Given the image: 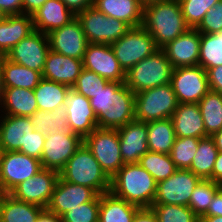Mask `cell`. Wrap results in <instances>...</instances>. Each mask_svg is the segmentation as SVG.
I'll use <instances>...</instances> for the list:
<instances>
[{
    "instance_id": "cell-1",
    "label": "cell",
    "mask_w": 222,
    "mask_h": 222,
    "mask_svg": "<svg viewBox=\"0 0 222 222\" xmlns=\"http://www.w3.org/2000/svg\"><path fill=\"white\" fill-rule=\"evenodd\" d=\"M141 26L149 32L156 46L161 49L190 28L185 22L178 0L144 6Z\"/></svg>"
},
{
    "instance_id": "cell-17",
    "label": "cell",
    "mask_w": 222,
    "mask_h": 222,
    "mask_svg": "<svg viewBox=\"0 0 222 222\" xmlns=\"http://www.w3.org/2000/svg\"><path fill=\"white\" fill-rule=\"evenodd\" d=\"M47 36L51 51L83 60L89 42L77 18L69 24L53 30Z\"/></svg>"
},
{
    "instance_id": "cell-3",
    "label": "cell",
    "mask_w": 222,
    "mask_h": 222,
    "mask_svg": "<svg viewBox=\"0 0 222 222\" xmlns=\"http://www.w3.org/2000/svg\"><path fill=\"white\" fill-rule=\"evenodd\" d=\"M59 176L67 182L92 188L98 195L111 188V179L84 143L67 161Z\"/></svg>"
},
{
    "instance_id": "cell-9",
    "label": "cell",
    "mask_w": 222,
    "mask_h": 222,
    "mask_svg": "<svg viewBox=\"0 0 222 222\" xmlns=\"http://www.w3.org/2000/svg\"><path fill=\"white\" fill-rule=\"evenodd\" d=\"M170 84L178 103H199L210 91L206 70L199 65L174 68Z\"/></svg>"
},
{
    "instance_id": "cell-14",
    "label": "cell",
    "mask_w": 222,
    "mask_h": 222,
    "mask_svg": "<svg viewBox=\"0 0 222 222\" xmlns=\"http://www.w3.org/2000/svg\"><path fill=\"white\" fill-rule=\"evenodd\" d=\"M83 68L110 82L125 83L126 72L120 66L110 44L89 43L83 58Z\"/></svg>"
},
{
    "instance_id": "cell-63",
    "label": "cell",
    "mask_w": 222,
    "mask_h": 222,
    "mask_svg": "<svg viewBox=\"0 0 222 222\" xmlns=\"http://www.w3.org/2000/svg\"><path fill=\"white\" fill-rule=\"evenodd\" d=\"M2 152H3V151H2V149H1V147H0V159H1Z\"/></svg>"
},
{
    "instance_id": "cell-22",
    "label": "cell",
    "mask_w": 222,
    "mask_h": 222,
    "mask_svg": "<svg viewBox=\"0 0 222 222\" xmlns=\"http://www.w3.org/2000/svg\"><path fill=\"white\" fill-rule=\"evenodd\" d=\"M1 121L0 147L2 151H19L27 155V139L35 130L29 117L6 115Z\"/></svg>"
},
{
    "instance_id": "cell-57",
    "label": "cell",
    "mask_w": 222,
    "mask_h": 222,
    "mask_svg": "<svg viewBox=\"0 0 222 222\" xmlns=\"http://www.w3.org/2000/svg\"><path fill=\"white\" fill-rule=\"evenodd\" d=\"M199 222H222V216H202Z\"/></svg>"
},
{
    "instance_id": "cell-33",
    "label": "cell",
    "mask_w": 222,
    "mask_h": 222,
    "mask_svg": "<svg viewBox=\"0 0 222 222\" xmlns=\"http://www.w3.org/2000/svg\"><path fill=\"white\" fill-rule=\"evenodd\" d=\"M71 87L42 78L37 87L33 90L37 101L38 109L52 111L63 107L67 93Z\"/></svg>"
},
{
    "instance_id": "cell-10",
    "label": "cell",
    "mask_w": 222,
    "mask_h": 222,
    "mask_svg": "<svg viewBox=\"0 0 222 222\" xmlns=\"http://www.w3.org/2000/svg\"><path fill=\"white\" fill-rule=\"evenodd\" d=\"M42 169L41 161L19 151L2 152L0 183L6 193Z\"/></svg>"
},
{
    "instance_id": "cell-42",
    "label": "cell",
    "mask_w": 222,
    "mask_h": 222,
    "mask_svg": "<svg viewBox=\"0 0 222 222\" xmlns=\"http://www.w3.org/2000/svg\"><path fill=\"white\" fill-rule=\"evenodd\" d=\"M185 18L186 24L190 28H196L207 11L220 0H178Z\"/></svg>"
},
{
    "instance_id": "cell-36",
    "label": "cell",
    "mask_w": 222,
    "mask_h": 222,
    "mask_svg": "<svg viewBox=\"0 0 222 222\" xmlns=\"http://www.w3.org/2000/svg\"><path fill=\"white\" fill-rule=\"evenodd\" d=\"M208 136L222 129V94L210 90L198 103Z\"/></svg>"
},
{
    "instance_id": "cell-19",
    "label": "cell",
    "mask_w": 222,
    "mask_h": 222,
    "mask_svg": "<svg viewBox=\"0 0 222 222\" xmlns=\"http://www.w3.org/2000/svg\"><path fill=\"white\" fill-rule=\"evenodd\" d=\"M117 131L124 164L138 163L140 158L149 151L147 123L134 119L125 126L117 128Z\"/></svg>"
},
{
    "instance_id": "cell-16",
    "label": "cell",
    "mask_w": 222,
    "mask_h": 222,
    "mask_svg": "<svg viewBox=\"0 0 222 222\" xmlns=\"http://www.w3.org/2000/svg\"><path fill=\"white\" fill-rule=\"evenodd\" d=\"M63 107L66 109L68 127L82 139L97 128V117L87 97L71 88L67 93Z\"/></svg>"
},
{
    "instance_id": "cell-47",
    "label": "cell",
    "mask_w": 222,
    "mask_h": 222,
    "mask_svg": "<svg viewBox=\"0 0 222 222\" xmlns=\"http://www.w3.org/2000/svg\"><path fill=\"white\" fill-rule=\"evenodd\" d=\"M45 135L34 130L27 139V155L41 160Z\"/></svg>"
},
{
    "instance_id": "cell-60",
    "label": "cell",
    "mask_w": 222,
    "mask_h": 222,
    "mask_svg": "<svg viewBox=\"0 0 222 222\" xmlns=\"http://www.w3.org/2000/svg\"><path fill=\"white\" fill-rule=\"evenodd\" d=\"M7 193L5 192V190L3 189V186L2 184L0 183V204L2 203V200L4 198V196L6 195Z\"/></svg>"
},
{
    "instance_id": "cell-21",
    "label": "cell",
    "mask_w": 222,
    "mask_h": 222,
    "mask_svg": "<svg viewBox=\"0 0 222 222\" xmlns=\"http://www.w3.org/2000/svg\"><path fill=\"white\" fill-rule=\"evenodd\" d=\"M174 68L199 64L200 32L189 28L162 48Z\"/></svg>"
},
{
    "instance_id": "cell-30",
    "label": "cell",
    "mask_w": 222,
    "mask_h": 222,
    "mask_svg": "<svg viewBox=\"0 0 222 222\" xmlns=\"http://www.w3.org/2000/svg\"><path fill=\"white\" fill-rule=\"evenodd\" d=\"M44 208L15 199L7 193L0 204V220L2 222H36Z\"/></svg>"
},
{
    "instance_id": "cell-43",
    "label": "cell",
    "mask_w": 222,
    "mask_h": 222,
    "mask_svg": "<svg viewBox=\"0 0 222 222\" xmlns=\"http://www.w3.org/2000/svg\"><path fill=\"white\" fill-rule=\"evenodd\" d=\"M100 195L93 201L79 204L61 216L62 222H99Z\"/></svg>"
},
{
    "instance_id": "cell-28",
    "label": "cell",
    "mask_w": 222,
    "mask_h": 222,
    "mask_svg": "<svg viewBox=\"0 0 222 222\" xmlns=\"http://www.w3.org/2000/svg\"><path fill=\"white\" fill-rule=\"evenodd\" d=\"M139 209L111 191L105 192L100 195L99 222H132Z\"/></svg>"
},
{
    "instance_id": "cell-54",
    "label": "cell",
    "mask_w": 222,
    "mask_h": 222,
    "mask_svg": "<svg viewBox=\"0 0 222 222\" xmlns=\"http://www.w3.org/2000/svg\"><path fill=\"white\" fill-rule=\"evenodd\" d=\"M212 181L222 185V152H218L212 172Z\"/></svg>"
},
{
    "instance_id": "cell-20",
    "label": "cell",
    "mask_w": 222,
    "mask_h": 222,
    "mask_svg": "<svg viewBox=\"0 0 222 222\" xmlns=\"http://www.w3.org/2000/svg\"><path fill=\"white\" fill-rule=\"evenodd\" d=\"M134 119L135 93L123 83L113 94L112 109L97 119V127L117 129Z\"/></svg>"
},
{
    "instance_id": "cell-12",
    "label": "cell",
    "mask_w": 222,
    "mask_h": 222,
    "mask_svg": "<svg viewBox=\"0 0 222 222\" xmlns=\"http://www.w3.org/2000/svg\"><path fill=\"white\" fill-rule=\"evenodd\" d=\"M58 178V171L42 168L17 185L9 194L17 200L47 208Z\"/></svg>"
},
{
    "instance_id": "cell-8",
    "label": "cell",
    "mask_w": 222,
    "mask_h": 222,
    "mask_svg": "<svg viewBox=\"0 0 222 222\" xmlns=\"http://www.w3.org/2000/svg\"><path fill=\"white\" fill-rule=\"evenodd\" d=\"M76 18L89 43L112 44L131 29L125 22L106 16L94 6L79 12Z\"/></svg>"
},
{
    "instance_id": "cell-48",
    "label": "cell",
    "mask_w": 222,
    "mask_h": 222,
    "mask_svg": "<svg viewBox=\"0 0 222 222\" xmlns=\"http://www.w3.org/2000/svg\"><path fill=\"white\" fill-rule=\"evenodd\" d=\"M210 90L222 94V66L206 69Z\"/></svg>"
},
{
    "instance_id": "cell-31",
    "label": "cell",
    "mask_w": 222,
    "mask_h": 222,
    "mask_svg": "<svg viewBox=\"0 0 222 222\" xmlns=\"http://www.w3.org/2000/svg\"><path fill=\"white\" fill-rule=\"evenodd\" d=\"M2 104L7 110L6 115L30 117L38 110L35 94L31 89L5 88Z\"/></svg>"
},
{
    "instance_id": "cell-35",
    "label": "cell",
    "mask_w": 222,
    "mask_h": 222,
    "mask_svg": "<svg viewBox=\"0 0 222 222\" xmlns=\"http://www.w3.org/2000/svg\"><path fill=\"white\" fill-rule=\"evenodd\" d=\"M218 152L211 136L200 138L196 155L191 162L189 170L200 179L212 180L213 167Z\"/></svg>"
},
{
    "instance_id": "cell-45",
    "label": "cell",
    "mask_w": 222,
    "mask_h": 222,
    "mask_svg": "<svg viewBox=\"0 0 222 222\" xmlns=\"http://www.w3.org/2000/svg\"><path fill=\"white\" fill-rule=\"evenodd\" d=\"M123 83L109 82L104 89L95 94V97L89 99L97 119L112 109L113 94Z\"/></svg>"
},
{
    "instance_id": "cell-13",
    "label": "cell",
    "mask_w": 222,
    "mask_h": 222,
    "mask_svg": "<svg viewBox=\"0 0 222 222\" xmlns=\"http://www.w3.org/2000/svg\"><path fill=\"white\" fill-rule=\"evenodd\" d=\"M49 50L48 36L34 30L27 37L20 40L6 54V57L10 61L36 70L42 74Z\"/></svg>"
},
{
    "instance_id": "cell-4",
    "label": "cell",
    "mask_w": 222,
    "mask_h": 222,
    "mask_svg": "<svg viewBox=\"0 0 222 222\" xmlns=\"http://www.w3.org/2000/svg\"><path fill=\"white\" fill-rule=\"evenodd\" d=\"M173 67L161 48L126 72L125 84L135 94L170 83Z\"/></svg>"
},
{
    "instance_id": "cell-44",
    "label": "cell",
    "mask_w": 222,
    "mask_h": 222,
    "mask_svg": "<svg viewBox=\"0 0 222 222\" xmlns=\"http://www.w3.org/2000/svg\"><path fill=\"white\" fill-rule=\"evenodd\" d=\"M109 82L110 81L95 72L83 68L76 83L72 86V89L88 99H91L95 97L98 91L104 89Z\"/></svg>"
},
{
    "instance_id": "cell-26",
    "label": "cell",
    "mask_w": 222,
    "mask_h": 222,
    "mask_svg": "<svg viewBox=\"0 0 222 222\" xmlns=\"http://www.w3.org/2000/svg\"><path fill=\"white\" fill-rule=\"evenodd\" d=\"M34 31L29 14L7 15L0 22V53L4 56L22 39Z\"/></svg>"
},
{
    "instance_id": "cell-5",
    "label": "cell",
    "mask_w": 222,
    "mask_h": 222,
    "mask_svg": "<svg viewBox=\"0 0 222 222\" xmlns=\"http://www.w3.org/2000/svg\"><path fill=\"white\" fill-rule=\"evenodd\" d=\"M178 106L171 84L149 88L135 94V119L143 122L171 118Z\"/></svg>"
},
{
    "instance_id": "cell-18",
    "label": "cell",
    "mask_w": 222,
    "mask_h": 222,
    "mask_svg": "<svg viewBox=\"0 0 222 222\" xmlns=\"http://www.w3.org/2000/svg\"><path fill=\"white\" fill-rule=\"evenodd\" d=\"M97 196L92 188L67 182L59 176L47 209L61 217L69 209L93 201Z\"/></svg>"
},
{
    "instance_id": "cell-6",
    "label": "cell",
    "mask_w": 222,
    "mask_h": 222,
    "mask_svg": "<svg viewBox=\"0 0 222 222\" xmlns=\"http://www.w3.org/2000/svg\"><path fill=\"white\" fill-rule=\"evenodd\" d=\"M83 143L110 179L124 165L117 129L97 127L83 139Z\"/></svg>"
},
{
    "instance_id": "cell-61",
    "label": "cell",
    "mask_w": 222,
    "mask_h": 222,
    "mask_svg": "<svg viewBox=\"0 0 222 222\" xmlns=\"http://www.w3.org/2000/svg\"><path fill=\"white\" fill-rule=\"evenodd\" d=\"M6 15L5 13L0 9V22H2L5 19Z\"/></svg>"
},
{
    "instance_id": "cell-49",
    "label": "cell",
    "mask_w": 222,
    "mask_h": 222,
    "mask_svg": "<svg viewBox=\"0 0 222 222\" xmlns=\"http://www.w3.org/2000/svg\"><path fill=\"white\" fill-rule=\"evenodd\" d=\"M0 9L6 16L22 14V0H0Z\"/></svg>"
},
{
    "instance_id": "cell-37",
    "label": "cell",
    "mask_w": 222,
    "mask_h": 222,
    "mask_svg": "<svg viewBox=\"0 0 222 222\" xmlns=\"http://www.w3.org/2000/svg\"><path fill=\"white\" fill-rule=\"evenodd\" d=\"M198 65L204 70L222 66V31L214 34L200 33Z\"/></svg>"
},
{
    "instance_id": "cell-34",
    "label": "cell",
    "mask_w": 222,
    "mask_h": 222,
    "mask_svg": "<svg viewBox=\"0 0 222 222\" xmlns=\"http://www.w3.org/2000/svg\"><path fill=\"white\" fill-rule=\"evenodd\" d=\"M29 119L34 129L44 135H49L53 132L75 134L68 127L66 109L64 107H58L52 111L38 109Z\"/></svg>"
},
{
    "instance_id": "cell-52",
    "label": "cell",
    "mask_w": 222,
    "mask_h": 222,
    "mask_svg": "<svg viewBox=\"0 0 222 222\" xmlns=\"http://www.w3.org/2000/svg\"><path fill=\"white\" fill-rule=\"evenodd\" d=\"M132 222H158V219L151 208H140Z\"/></svg>"
},
{
    "instance_id": "cell-51",
    "label": "cell",
    "mask_w": 222,
    "mask_h": 222,
    "mask_svg": "<svg viewBox=\"0 0 222 222\" xmlns=\"http://www.w3.org/2000/svg\"><path fill=\"white\" fill-rule=\"evenodd\" d=\"M203 216H222V189L214 195L207 212Z\"/></svg>"
},
{
    "instance_id": "cell-41",
    "label": "cell",
    "mask_w": 222,
    "mask_h": 222,
    "mask_svg": "<svg viewBox=\"0 0 222 222\" xmlns=\"http://www.w3.org/2000/svg\"><path fill=\"white\" fill-rule=\"evenodd\" d=\"M158 222H199V218L188 206L176 204H153L150 207Z\"/></svg>"
},
{
    "instance_id": "cell-27",
    "label": "cell",
    "mask_w": 222,
    "mask_h": 222,
    "mask_svg": "<svg viewBox=\"0 0 222 222\" xmlns=\"http://www.w3.org/2000/svg\"><path fill=\"white\" fill-rule=\"evenodd\" d=\"M93 6L106 16L125 22L131 28L142 25L144 6L140 0H94Z\"/></svg>"
},
{
    "instance_id": "cell-11",
    "label": "cell",
    "mask_w": 222,
    "mask_h": 222,
    "mask_svg": "<svg viewBox=\"0 0 222 222\" xmlns=\"http://www.w3.org/2000/svg\"><path fill=\"white\" fill-rule=\"evenodd\" d=\"M200 180L189 169H177L167 179L157 183L153 204L188 206L191 194Z\"/></svg>"
},
{
    "instance_id": "cell-59",
    "label": "cell",
    "mask_w": 222,
    "mask_h": 222,
    "mask_svg": "<svg viewBox=\"0 0 222 222\" xmlns=\"http://www.w3.org/2000/svg\"><path fill=\"white\" fill-rule=\"evenodd\" d=\"M161 1H167V0H140L143 6H146L148 4L155 3V2H161Z\"/></svg>"
},
{
    "instance_id": "cell-2",
    "label": "cell",
    "mask_w": 222,
    "mask_h": 222,
    "mask_svg": "<svg viewBox=\"0 0 222 222\" xmlns=\"http://www.w3.org/2000/svg\"><path fill=\"white\" fill-rule=\"evenodd\" d=\"M110 191L139 208H150L156 196L157 182L139 163L124 164L111 178Z\"/></svg>"
},
{
    "instance_id": "cell-55",
    "label": "cell",
    "mask_w": 222,
    "mask_h": 222,
    "mask_svg": "<svg viewBox=\"0 0 222 222\" xmlns=\"http://www.w3.org/2000/svg\"><path fill=\"white\" fill-rule=\"evenodd\" d=\"M36 222H62L61 217H59L56 213L49 211L47 208H44Z\"/></svg>"
},
{
    "instance_id": "cell-56",
    "label": "cell",
    "mask_w": 222,
    "mask_h": 222,
    "mask_svg": "<svg viewBox=\"0 0 222 222\" xmlns=\"http://www.w3.org/2000/svg\"><path fill=\"white\" fill-rule=\"evenodd\" d=\"M215 142L216 148L222 152V129L211 136Z\"/></svg>"
},
{
    "instance_id": "cell-15",
    "label": "cell",
    "mask_w": 222,
    "mask_h": 222,
    "mask_svg": "<svg viewBox=\"0 0 222 222\" xmlns=\"http://www.w3.org/2000/svg\"><path fill=\"white\" fill-rule=\"evenodd\" d=\"M83 144L78 134H60L53 132L45 135L41 157L42 168L60 172L75 151Z\"/></svg>"
},
{
    "instance_id": "cell-25",
    "label": "cell",
    "mask_w": 222,
    "mask_h": 222,
    "mask_svg": "<svg viewBox=\"0 0 222 222\" xmlns=\"http://www.w3.org/2000/svg\"><path fill=\"white\" fill-rule=\"evenodd\" d=\"M176 137L204 138V121L198 103H178L171 117Z\"/></svg>"
},
{
    "instance_id": "cell-38",
    "label": "cell",
    "mask_w": 222,
    "mask_h": 222,
    "mask_svg": "<svg viewBox=\"0 0 222 222\" xmlns=\"http://www.w3.org/2000/svg\"><path fill=\"white\" fill-rule=\"evenodd\" d=\"M138 163L153 176L157 183L167 179L177 170L170 154L148 151Z\"/></svg>"
},
{
    "instance_id": "cell-62",
    "label": "cell",
    "mask_w": 222,
    "mask_h": 222,
    "mask_svg": "<svg viewBox=\"0 0 222 222\" xmlns=\"http://www.w3.org/2000/svg\"><path fill=\"white\" fill-rule=\"evenodd\" d=\"M3 57H4V55L2 53H0V63H1V60Z\"/></svg>"
},
{
    "instance_id": "cell-29",
    "label": "cell",
    "mask_w": 222,
    "mask_h": 222,
    "mask_svg": "<svg viewBox=\"0 0 222 222\" xmlns=\"http://www.w3.org/2000/svg\"><path fill=\"white\" fill-rule=\"evenodd\" d=\"M5 88L15 87L34 90L42 74L23 65L10 61L6 56L1 60Z\"/></svg>"
},
{
    "instance_id": "cell-24",
    "label": "cell",
    "mask_w": 222,
    "mask_h": 222,
    "mask_svg": "<svg viewBox=\"0 0 222 222\" xmlns=\"http://www.w3.org/2000/svg\"><path fill=\"white\" fill-rule=\"evenodd\" d=\"M32 18L34 30L47 35L69 24L76 15L61 0H48L32 14Z\"/></svg>"
},
{
    "instance_id": "cell-50",
    "label": "cell",
    "mask_w": 222,
    "mask_h": 222,
    "mask_svg": "<svg viewBox=\"0 0 222 222\" xmlns=\"http://www.w3.org/2000/svg\"><path fill=\"white\" fill-rule=\"evenodd\" d=\"M75 15L93 6L94 0H61Z\"/></svg>"
},
{
    "instance_id": "cell-53",
    "label": "cell",
    "mask_w": 222,
    "mask_h": 222,
    "mask_svg": "<svg viewBox=\"0 0 222 222\" xmlns=\"http://www.w3.org/2000/svg\"><path fill=\"white\" fill-rule=\"evenodd\" d=\"M46 1L48 0H22V14H34Z\"/></svg>"
},
{
    "instance_id": "cell-23",
    "label": "cell",
    "mask_w": 222,
    "mask_h": 222,
    "mask_svg": "<svg viewBox=\"0 0 222 222\" xmlns=\"http://www.w3.org/2000/svg\"><path fill=\"white\" fill-rule=\"evenodd\" d=\"M83 69V60L58 54L49 50L42 78L72 86Z\"/></svg>"
},
{
    "instance_id": "cell-58",
    "label": "cell",
    "mask_w": 222,
    "mask_h": 222,
    "mask_svg": "<svg viewBox=\"0 0 222 222\" xmlns=\"http://www.w3.org/2000/svg\"><path fill=\"white\" fill-rule=\"evenodd\" d=\"M4 91H5V86H4V79H3V70L0 63V101L1 102L3 101Z\"/></svg>"
},
{
    "instance_id": "cell-46",
    "label": "cell",
    "mask_w": 222,
    "mask_h": 222,
    "mask_svg": "<svg viewBox=\"0 0 222 222\" xmlns=\"http://www.w3.org/2000/svg\"><path fill=\"white\" fill-rule=\"evenodd\" d=\"M195 29L203 34H214L222 31V0L207 11Z\"/></svg>"
},
{
    "instance_id": "cell-39",
    "label": "cell",
    "mask_w": 222,
    "mask_h": 222,
    "mask_svg": "<svg viewBox=\"0 0 222 222\" xmlns=\"http://www.w3.org/2000/svg\"><path fill=\"white\" fill-rule=\"evenodd\" d=\"M221 186L219 183L205 179H201L195 186L188 207L198 218L207 212L214 195L221 189Z\"/></svg>"
},
{
    "instance_id": "cell-40",
    "label": "cell",
    "mask_w": 222,
    "mask_h": 222,
    "mask_svg": "<svg viewBox=\"0 0 222 222\" xmlns=\"http://www.w3.org/2000/svg\"><path fill=\"white\" fill-rule=\"evenodd\" d=\"M200 138L176 137L170 156L177 169H189L196 155Z\"/></svg>"
},
{
    "instance_id": "cell-7",
    "label": "cell",
    "mask_w": 222,
    "mask_h": 222,
    "mask_svg": "<svg viewBox=\"0 0 222 222\" xmlns=\"http://www.w3.org/2000/svg\"><path fill=\"white\" fill-rule=\"evenodd\" d=\"M110 45L125 72L159 49L154 38L142 26L129 29Z\"/></svg>"
},
{
    "instance_id": "cell-32",
    "label": "cell",
    "mask_w": 222,
    "mask_h": 222,
    "mask_svg": "<svg viewBox=\"0 0 222 222\" xmlns=\"http://www.w3.org/2000/svg\"><path fill=\"white\" fill-rule=\"evenodd\" d=\"M148 150L170 154L176 138L171 118L147 122Z\"/></svg>"
}]
</instances>
